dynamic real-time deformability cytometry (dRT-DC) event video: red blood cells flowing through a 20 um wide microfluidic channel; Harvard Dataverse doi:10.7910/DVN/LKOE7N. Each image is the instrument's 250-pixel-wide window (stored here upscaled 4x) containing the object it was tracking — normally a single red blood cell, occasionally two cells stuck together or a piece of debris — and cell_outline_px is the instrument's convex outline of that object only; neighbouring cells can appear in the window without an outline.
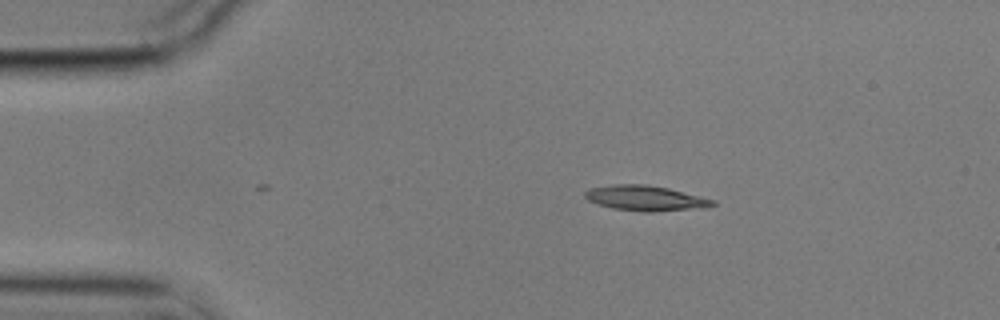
{"species": "common noctule bat (a hibernating species)", "species_latin": "Nyctalus noctula", "temperature_condition": "cold", "stored_images_in_passage": 47, "camera_frame_rate_fps": 3000, "um_per_image_px": 0.085, "animal": {"sex": "male", "body_mass_g": 17.9}, "frame": {"image": 1, "passage_image": 1, "time_ms": 0.0, "image_size_px": [1000, 320], "cell_outline_px": [[716, 204], [704, 208], [652, 212], [644, 212], [612, 208], [588, 200], [584, 196], [584, 192], [588, 188], [612, 184], [644, 184], [668, 188], [716, 200]], "centroid_in_image_um": [54.87, 16.84], "position_along_channel_um": 30.1, "area_um2": 18.84}}
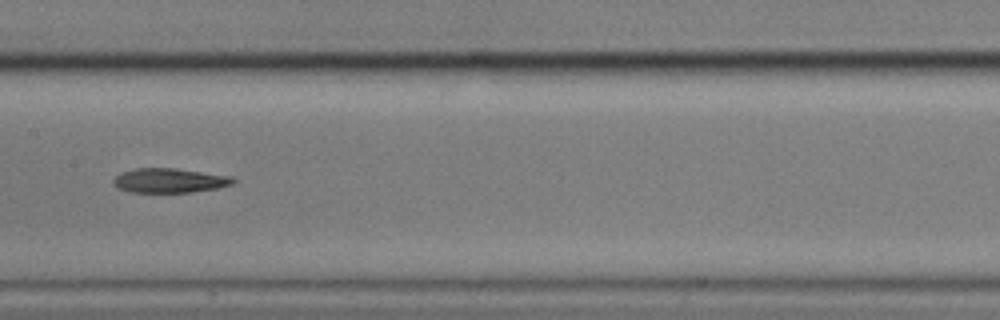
{"frame": {"image": 2, "passage_image": 19, "time_ms": 6.0, "image_size_px": [1000, 320], "cell_outline_px": [[236, 180], [232, 184], [216, 188], [192, 192], [128, 192], [116, 188], [112, 180], [120, 172], [136, 168], [176, 168], [232, 176]], "centroid_in_image_um": [14.38, 15.34], "position_along_channel_um": 193.0, "area_um2": 17.17}}
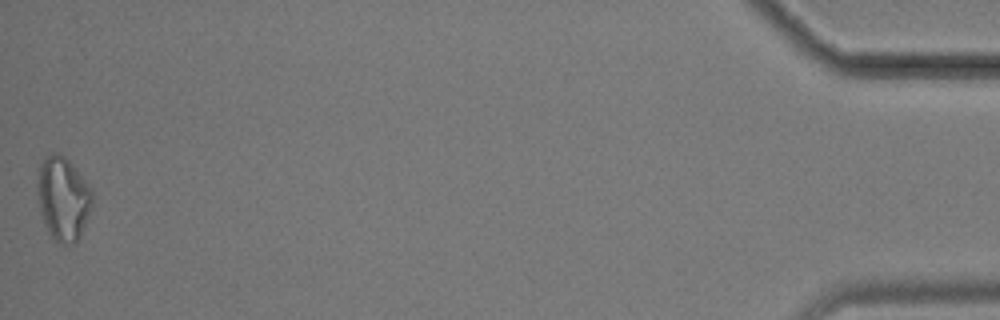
{"frame": {"image": 3, "passage_image": 47, "time_ms": 15.333, "image_size_px": [1000, 320], "cell_outline_px": [[92, 204], [88, 216], [80, 236], [76, 244], [60, 244], [48, 232], [44, 224], [40, 212], [36, 192], [36, 184], [40, 164], [48, 152], [56, 152], [64, 156], [76, 168], [92, 188]], "centroid_in_image_um": [5.34, 16.86], "position_along_channel_um": 429.9, "area_um2": 27.17}}